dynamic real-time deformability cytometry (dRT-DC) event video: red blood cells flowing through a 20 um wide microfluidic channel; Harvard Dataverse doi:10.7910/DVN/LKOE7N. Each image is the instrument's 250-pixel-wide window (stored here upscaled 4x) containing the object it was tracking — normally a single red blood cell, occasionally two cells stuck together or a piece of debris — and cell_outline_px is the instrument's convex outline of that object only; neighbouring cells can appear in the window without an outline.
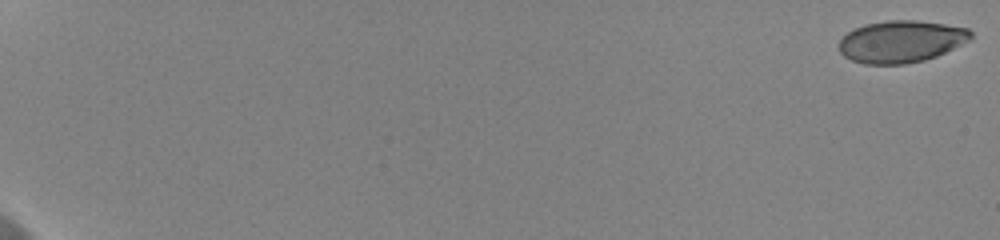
{"species": "human", "species_latin": "Homo sapiens", "temperature_condition": "cold", "stored_images_in_passage": 59, "camera_frame_rate_fps": 3000, "um_per_image_px": 0.085, "donor": {"sex": "female"}, "frame": {"image": 1, "passage_image": 1, "time_ms": 0.0, "image_size_px": [1000, 240], "cell_outline_px": [[972, 36], [968, 40], [936, 56], [924, 60], [904, 64], [864, 64], [852, 60], [844, 56], [840, 52], [840, 40], [848, 32], [864, 24], [888, 20], [916, 20], [944, 24], [968, 28], [972, 32]], "centroid_in_image_um": [76.58, 3.52], "position_along_channel_um": 8.4, "area_um2": 31.96}}
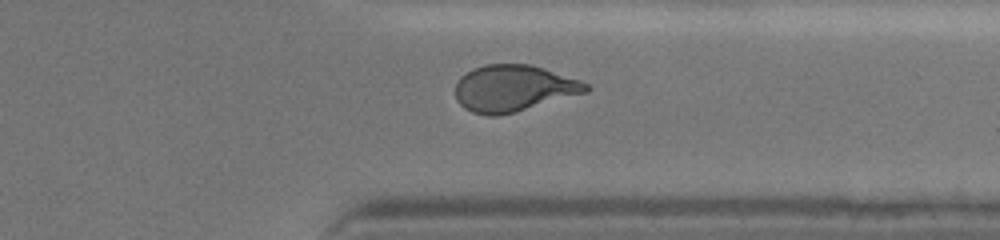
{"frame": {"image": 2, "passage_image": 49, "time_ms": 16.0, "image_size_px": [1000, 240], "cell_outline_px": [[592, 88], [588, 92], [512, 112], [496, 116], [488, 116], [472, 112], [464, 108], [456, 100], [456, 84], [460, 76], [472, 68], [484, 64], [528, 64], [544, 68], [580, 80], [588, 84]], "centroid_in_image_um": [43.63, 7.49], "position_along_channel_um": 367.8, "area_um2": 35.32}}
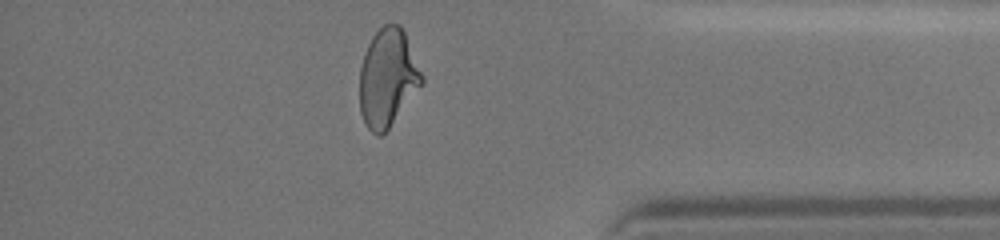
{"frame": {"image": 3, "passage_image": 53, "time_ms": 17.333, "image_size_px": [1000, 240], "cell_outline_px": [[424, 84], [388, 128], [380, 136], [376, 136], [368, 128], [360, 112], [360, 68], [364, 52], [372, 36], [384, 24], [400, 24], [404, 32], [424, 76]], "centroid_in_image_um": [32.96, 6.62], "position_along_channel_um": 402.2, "area_um2": 35.43}, "authors_computed_cell_mechanics": {"area_um2": 35.1424, "velocity_mm_per_s": 3.6446, "shape_relaxation_time_tau1_ms": 4.7597, "shape_relaxation_time_tau2_ms": 0.9762, "deformation_change_tau1": 0.1705, "deformation_change_tau2": 0.0751}}